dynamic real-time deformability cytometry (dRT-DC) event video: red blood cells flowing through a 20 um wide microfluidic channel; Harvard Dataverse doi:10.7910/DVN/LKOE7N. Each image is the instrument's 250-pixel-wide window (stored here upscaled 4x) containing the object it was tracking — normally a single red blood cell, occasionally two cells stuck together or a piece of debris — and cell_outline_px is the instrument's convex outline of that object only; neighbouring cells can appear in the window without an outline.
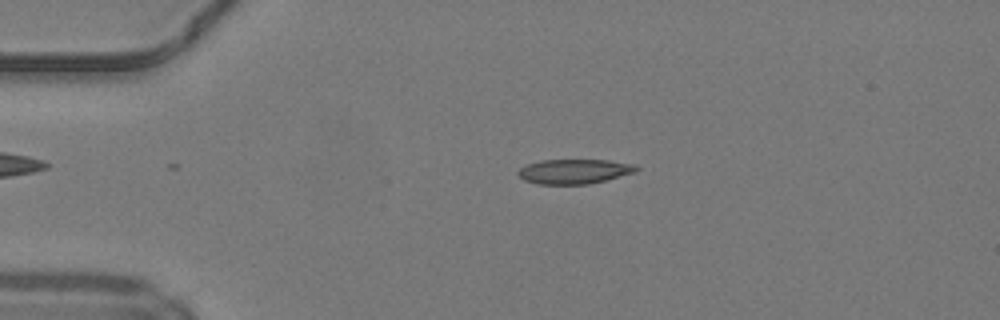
{"species": "common noctule bat (a hibernating species)", "species_latin": "Nyctalus noctula", "temperature_condition": "warm", "stored_images_in_passage": 48, "camera_frame_rate_fps": 3000, "um_per_image_px": 0.085, "animal": {"sex": "male", "body_mass_g": 19.2, "forearm_length_mm": 51.8}, "frame": {"image": 1, "passage_image": 10, "time_ms": 3.0, "image_size_px": [1000, 320], "cell_outline_px": [[640, 168], [636, 172], [588, 184], [536, 184], [524, 180], [516, 172], [520, 168], [528, 164], [540, 160], [608, 160], [636, 164]], "centroid_in_image_um": [48.82, 14.56], "position_along_channel_um": 36.2, "area_um2": 16.99}}
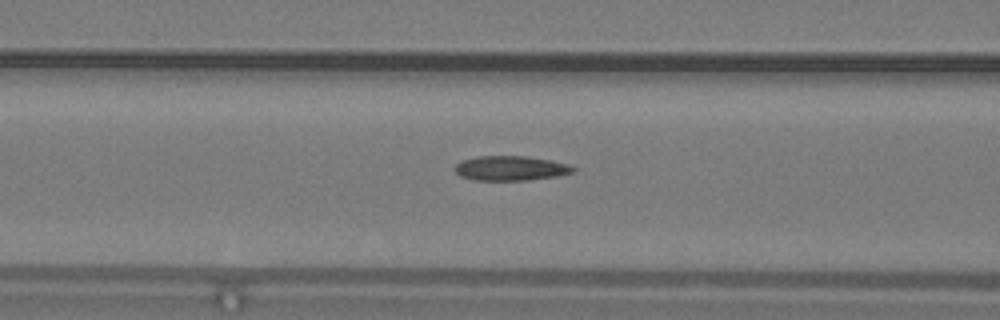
{"frame": {"image": 2, "passage_image": 19, "time_ms": 6.0, "image_size_px": [1000, 320], "cell_outline_px": [[576, 172], [556, 176], [528, 180], [472, 180], [460, 176], [452, 168], [460, 160], [476, 156], [528, 156], [552, 160], [568, 164], [576, 168]], "centroid_in_image_um": [43.39, 14.29], "position_along_channel_um": 123.2, "area_um2": 17.28}}
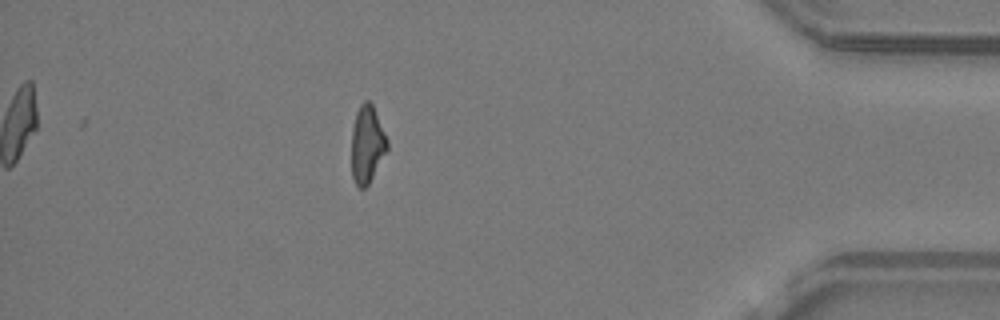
{"frame": {"image": 3, "passage_image": 42, "time_ms": 13.667, "image_size_px": [1000, 320], "cell_outline_px": [[388, 148], [368, 184], [364, 188], [360, 188], [356, 184], [352, 176], [352, 128], [356, 112], [360, 104], [364, 100], [368, 100], [372, 104], [388, 140]], "centroid_in_image_um": [31.2, 12.24], "position_along_channel_um": 404.0, "area_um2": 15.9}, "authors_computed_cell_mechanics": {"area_um2": 16.9932, "velocity_mm_per_s": 4.2551, "shape_relaxation_time_tau1_ms": null, "shape_relaxation_time_tau2_ms": 4.9857, "deformation_change_tau1": null, "deformation_change_tau2": 0.1446}}